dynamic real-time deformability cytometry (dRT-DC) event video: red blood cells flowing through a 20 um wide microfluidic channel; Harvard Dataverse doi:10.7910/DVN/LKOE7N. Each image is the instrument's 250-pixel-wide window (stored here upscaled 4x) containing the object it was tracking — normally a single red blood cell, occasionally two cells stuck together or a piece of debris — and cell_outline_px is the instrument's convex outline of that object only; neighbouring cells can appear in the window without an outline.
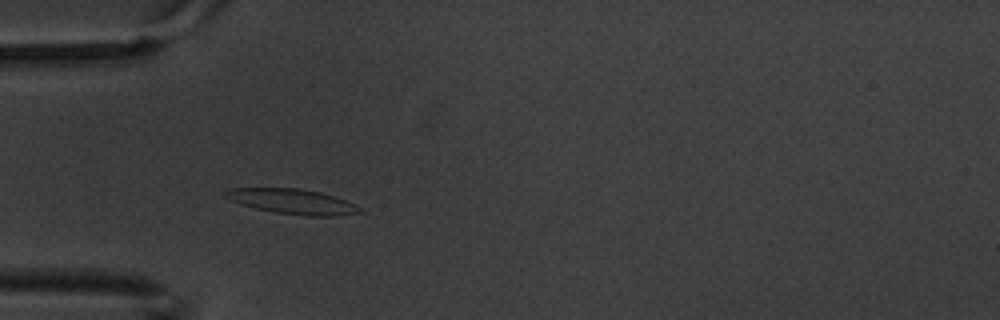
{"species": "common noctule bat (a hibernating species)", "species_latin": "Nyctalus noctula", "temperature_condition": "warm", "stored_images_in_passage": 5, "camera_frame_rate_fps": 3000, "um_per_image_px": 0.085, "animal": {"sex": "male", "body_mass_g": 20.1, "forearm_length_mm": 53.5}, "frame": {"image": 1, "passage_image": 4, "time_ms": 1.0, "image_size_px": [1000, 320], "cell_outline_px": [[364, 212], [332, 216], [308, 216], [276, 212], [256, 208], [240, 204], [220, 196], [220, 192], [228, 188], [300, 188], [320, 192], [344, 200], [364, 208]], "centroid_in_image_um": [24.79, 17.11], "position_along_channel_um": 60.2, "area_um2": 19.77}}